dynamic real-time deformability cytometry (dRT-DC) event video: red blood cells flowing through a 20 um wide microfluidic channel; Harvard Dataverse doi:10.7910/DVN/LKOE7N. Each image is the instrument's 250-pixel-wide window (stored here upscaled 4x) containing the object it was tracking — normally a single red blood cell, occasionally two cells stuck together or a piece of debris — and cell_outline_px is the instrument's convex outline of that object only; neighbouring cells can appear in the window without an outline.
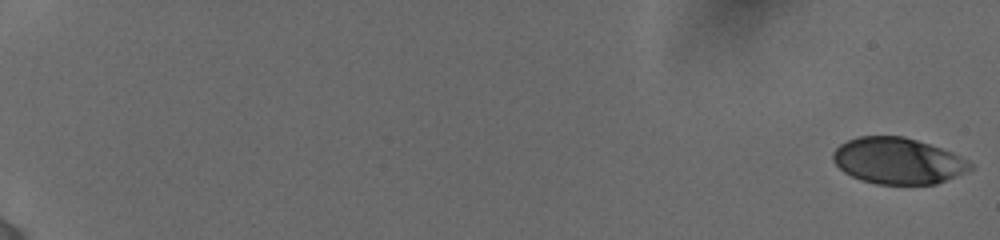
{"species": "human", "species_latin": "Homo sapiens", "temperature_condition": "cold", "stored_images_in_passage": 20, "camera_frame_rate_fps": 3000, "um_per_image_px": 0.085, "donor": {"sex": "female"}, "frame": {"image": 1, "passage_image": 1, "time_ms": 0.0, "image_size_px": [1000, 240], "cell_outline_px": [[972, 168], [968, 172], [936, 184], [876, 184], [852, 176], [844, 172], [832, 160], [832, 152], [840, 144], [848, 140], [860, 136], [904, 136], [952, 152], [968, 160], [972, 164]], "centroid_in_image_um": [76.33, 13.67], "position_along_channel_um": 8.7, "area_um2": 36.88}}
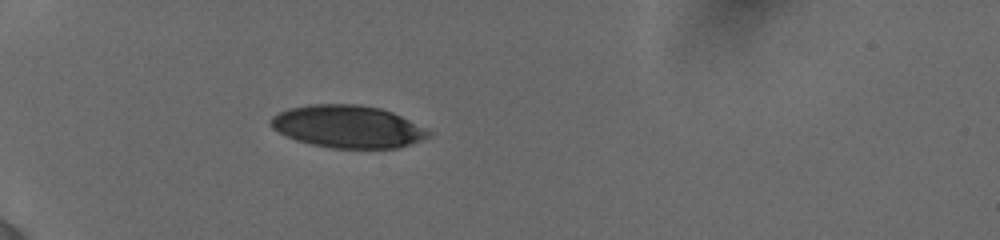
{"frame": {"image": 2, "passage_image": 18, "time_ms": 6.333, "image_size_px": [1000, 240], "cell_outline_px": [[432, 136], [396, 148], [332, 148], [312, 144], [296, 140], [272, 128], [268, 124], [268, 120], [272, 116], [288, 108], [308, 104], [360, 104], [380, 108], [392, 112], [432, 132]], "centroid_in_image_um": [29.52, 10.75], "position_along_channel_um": 55.5, "area_um2": 38.9}}